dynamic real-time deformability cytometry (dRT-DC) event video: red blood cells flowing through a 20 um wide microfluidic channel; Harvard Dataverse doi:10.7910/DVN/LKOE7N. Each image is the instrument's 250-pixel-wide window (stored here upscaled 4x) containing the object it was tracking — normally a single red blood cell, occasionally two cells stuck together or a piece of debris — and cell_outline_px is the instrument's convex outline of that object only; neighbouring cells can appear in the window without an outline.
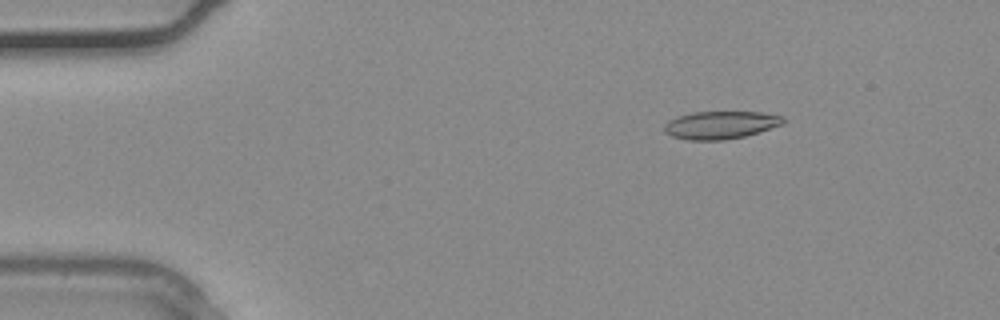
{"species": "common noctule bat (a hibernating species)", "species_latin": "Nyctalus noctula", "temperature_condition": "warm", "stored_images_in_passage": 2, "camera_frame_rate_fps": 3000, "um_per_image_px": 0.085, "animal": {"sex": "male", "body_mass_g": 20.4}, "frame": {"image": 1, "passage_image": 1, "time_ms": 0.0, "image_size_px": [1000, 320], "cell_outline_px": [[784, 124], [760, 132], [744, 136], [724, 140], [688, 140], [672, 136], [664, 132], [664, 124], [668, 120], [692, 112], [760, 112], [784, 116]], "centroid_in_image_um": [61.26, 10.63], "position_along_channel_um": 23.7, "area_um2": 19.31}}